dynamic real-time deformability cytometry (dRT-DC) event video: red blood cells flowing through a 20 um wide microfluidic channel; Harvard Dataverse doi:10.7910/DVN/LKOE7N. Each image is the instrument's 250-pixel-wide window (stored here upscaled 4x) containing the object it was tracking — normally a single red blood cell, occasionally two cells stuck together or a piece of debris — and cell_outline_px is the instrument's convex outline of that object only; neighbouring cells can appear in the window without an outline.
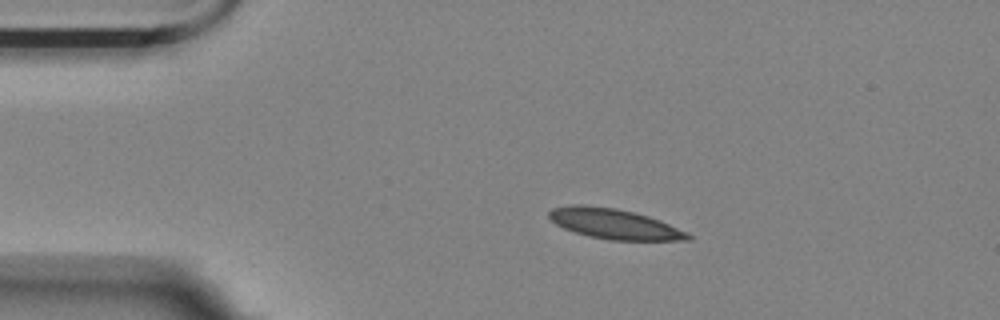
{"species": "Egyptian fruit bat (a non-hibernating species)", "species_latin": "Rousettus aegyptiacus", "temperature_condition": "room temperature", "stored_images_in_passage": 4, "camera_frame_rate_fps": 3000, "um_per_image_px": 0.085, "animal": {"sex": "female"}, "frame": {"image": 1, "passage_image": 2, "time_ms": 0.333, "image_size_px": [1000, 320], "cell_outline_px": [[692, 240], [608, 240], [588, 236], [564, 228], [556, 224], [548, 216], [548, 212], [552, 208], [572, 204], [584, 204], [616, 208], [648, 216], [660, 220], [688, 232], [692, 236]], "centroid_in_image_um": [52.21, 19.02], "position_along_channel_um": 32.8, "area_um2": 24.51}}
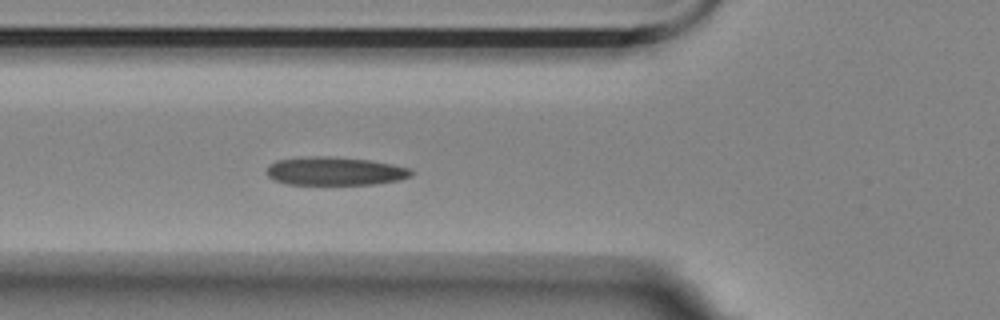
{"frame": {"image": 2, "passage_image": 4, "time_ms": 1.0, "image_size_px": [1000, 320], "cell_outline_px": [[416, 172], [412, 176], [400, 180], [376, 184], [288, 184], [272, 180], [268, 176], [268, 164], [276, 160], [316, 156], [328, 156], [368, 160], [392, 164], [408, 168]], "centroid_in_image_um": [28.49, 14.55], "position_along_channel_um": 97.3, "area_um2": 23.87}}